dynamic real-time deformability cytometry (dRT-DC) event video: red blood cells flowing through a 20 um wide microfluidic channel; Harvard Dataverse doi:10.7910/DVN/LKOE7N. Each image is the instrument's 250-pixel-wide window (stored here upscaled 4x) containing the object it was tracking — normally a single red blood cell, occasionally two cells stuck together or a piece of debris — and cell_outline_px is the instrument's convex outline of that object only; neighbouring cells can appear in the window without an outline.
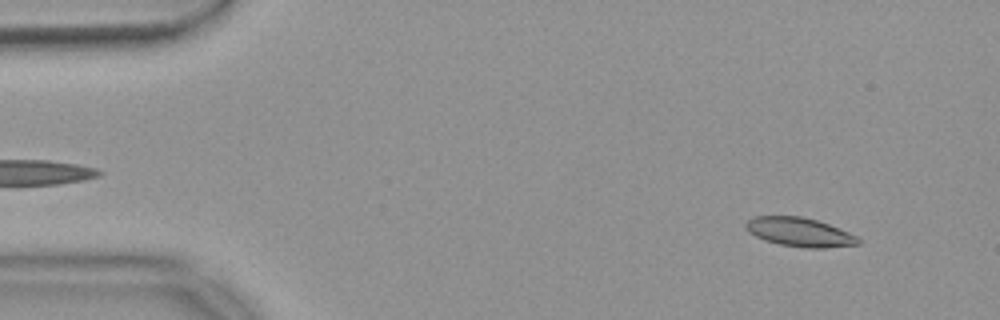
{"species": "common noctule bat (a hibernating species)", "species_latin": "Nyctalus noctula", "temperature_condition": "warm", "stored_images_in_passage": 55, "camera_frame_rate_fps": 3000, "um_per_image_px": 0.085, "animal": {"sex": "female", "body_mass_g": 18.4}, "frame": {"image": 1, "passage_image": 5, "time_ms": 1.333, "image_size_px": [1000, 320], "cell_outline_px": [[860, 244], [824, 248], [804, 248], [780, 244], [764, 240], [748, 232], [744, 228], [744, 224], [748, 220], [756, 216], [800, 216], [816, 220], [828, 224], [848, 232], [856, 236], [860, 240]], "centroid_in_image_um": [67.93, 19.73], "position_along_channel_um": 17.1, "area_um2": 18.9}}
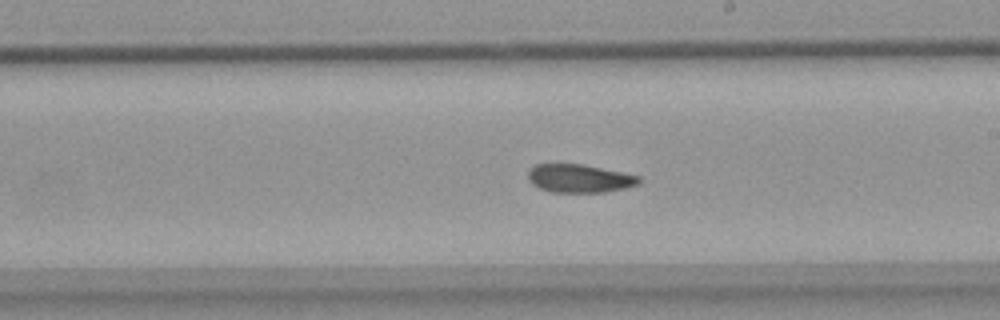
{"frame": {"image": 2, "passage_image": 31, "time_ms": 10.0, "image_size_px": [1000, 320], "cell_outline_px": [[640, 184], [624, 188], [604, 192], [548, 192], [532, 184], [528, 180], [528, 168], [536, 164], [584, 164], [640, 176]], "centroid_in_image_um": [49.22, 15.16], "position_along_channel_um": 239.8, "area_um2": 18.38}}
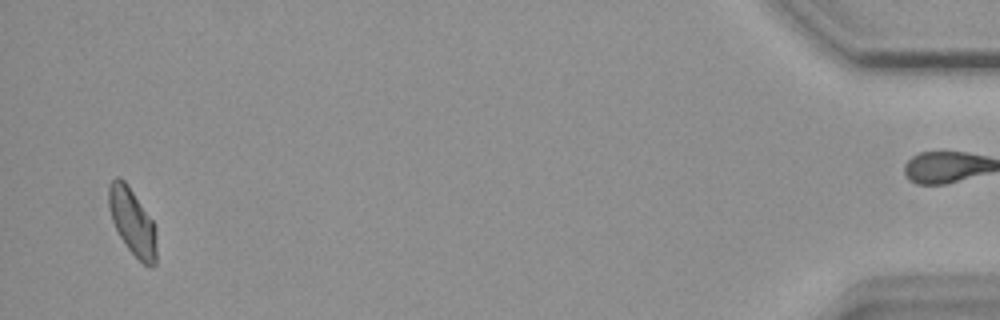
{"frame": {"image": 3, "passage_image": 53, "time_ms": 17.333, "image_size_px": [1000, 320], "cell_outline_px": [[156, 264], [152, 268], [148, 268], [128, 248], [120, 236], [112, 220], [108, 204], [108, 188], [112, 180], [116, 176], [120, 176], [124, 180], [152, 220], [156, 236]], "centroid_in_image_um": [11.25, 18.87], "position_along_channel_um": 424.0, "area_um2": 18.26}, "authors_computed_cell_mechanics": {"area_um2": 18.9006, "velocity_mm_per_s": 3.678, "shape_relaxation_time_tau1_ms": null, "shape_relaxation_time_tau2_ms": 4.4186, "deformation_change_tau1": null, "deformation_change_tau2": 0.1124}}